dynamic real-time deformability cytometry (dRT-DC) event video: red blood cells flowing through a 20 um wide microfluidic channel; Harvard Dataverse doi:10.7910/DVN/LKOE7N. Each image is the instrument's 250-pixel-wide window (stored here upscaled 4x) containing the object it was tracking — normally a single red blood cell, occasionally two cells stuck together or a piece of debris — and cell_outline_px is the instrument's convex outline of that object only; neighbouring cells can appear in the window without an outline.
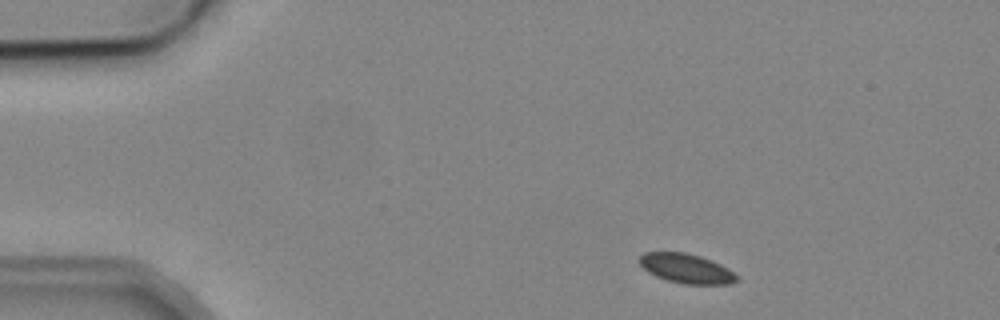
{"species": "common noctule bat (a hibernating species)", "species_latin": "Nyctalus noctula", "temperature_condition": "cold", "stored_images_in_passage": 4, "camera_frame_rate_fps": 3000, "um_per_image_px": 0.085, "animal": {"sex": "male", "body_mass_g": 19.2, "forearm_length_mm": 51.8}, "frame": {"image": 1, "passage_image": 1, "time_ms": 0.0, "image_size_px": [1000, 320], "cell_outline_px": [[740, 280], [728, 284], [684, 284], [668, 280], [656, 276], [648, 272], [636, 260], [644, 252], [684, 252], [700, 256], [712, 260], [728, 268], [740, 276]], "centroid_in_image_um": [58.36, 22.82], "position_along_channel_um": 26.6, "area_um2": 16.88}}
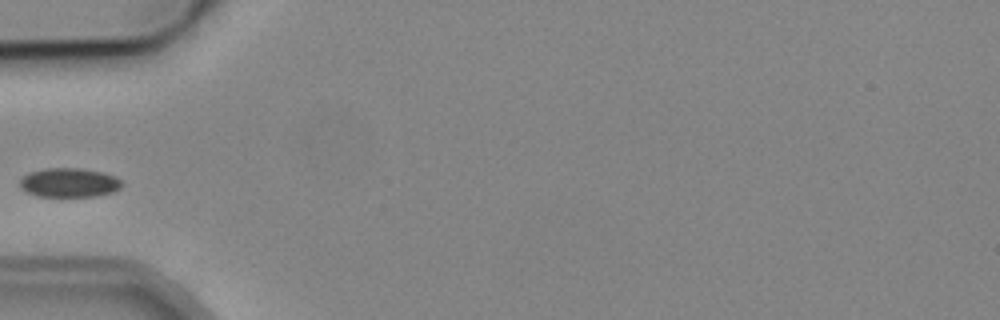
{"frame": {"image": 2, "passage_image": 4, "time_ms": 3.333, "image_size_px": [1000, 320], "cell_outline_px": [[124, 184], [120, 188], [112, 192], [96, 196], [36, 196], [20, 188], [20, 180], [28, 172], [44, 168], [80, 168], [100, 172], [116, 176]], "centroid_in_image_um": [5.87, 15.52], "position_along_channel_um": 79.1, "area_um2": 17.34}}